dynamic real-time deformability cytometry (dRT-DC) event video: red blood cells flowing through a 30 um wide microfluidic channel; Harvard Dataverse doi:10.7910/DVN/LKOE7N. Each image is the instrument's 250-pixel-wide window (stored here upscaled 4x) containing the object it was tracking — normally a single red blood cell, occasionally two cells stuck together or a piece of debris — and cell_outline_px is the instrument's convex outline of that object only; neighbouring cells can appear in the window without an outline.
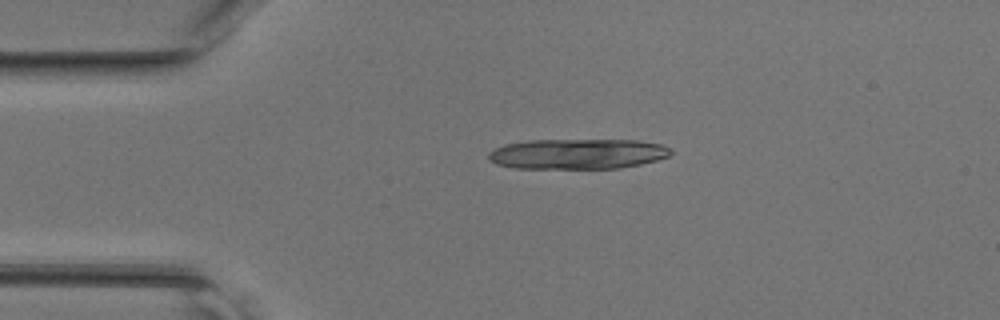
{"species": "common noctule bat (a hibernating species)", "species_latin": "Nyctalus noctula", "temperature_condition": "room temperature", "stored_images_in_passage": 29, "camera_frame_rate_fps": 3000, "um_per_image_px": 0.085, "animal": {"sex": "female", "body_mass_g": 17.0, "forearm_length_mm": 48.0}, "frame": {"image": 1, "passage_image": 1, "time_ms": 0.0, "image_size_px": [1000, 320], "cell_outline_px": [[676, 152], [668, 156], [656, 160], [640, 164], [620, 168], [516, 168], [496, 164], [488, 160], [488, 152], [504, 144], [528, 140], [636, 140], [660, 144]], "centroid_in_image_um": [49.07, 13.08], "position_along_channel_um": 35.9, "area_um2": 32.19}}
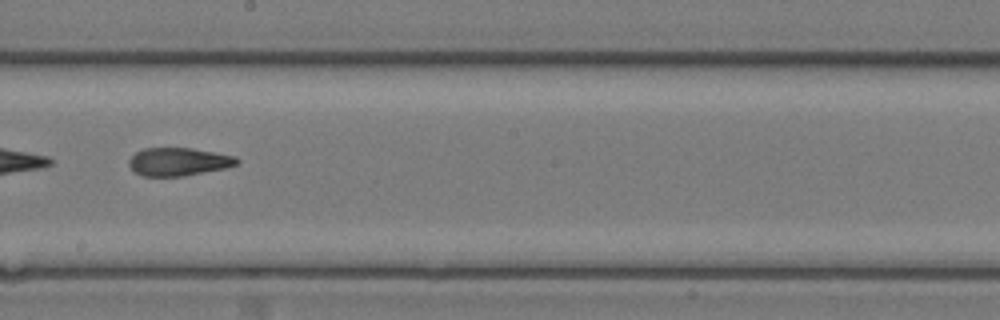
{"frame": {"image": 2, "passage_image": 17, "time_ms": 5.333, "image_size_px": [1000, 320], "cell_outline_px": [[240, 160], [236, 164], [224, 168], [184, 176], [144, 176], [136, 172], [128, 164], [128, 160], [136, 152], [144, 148], [192, 148], [236, 156]], "centroid_in_image_um": [15.17, 13.74], "position_along_channel_um": 233.0, "area_um2": 17.51}}
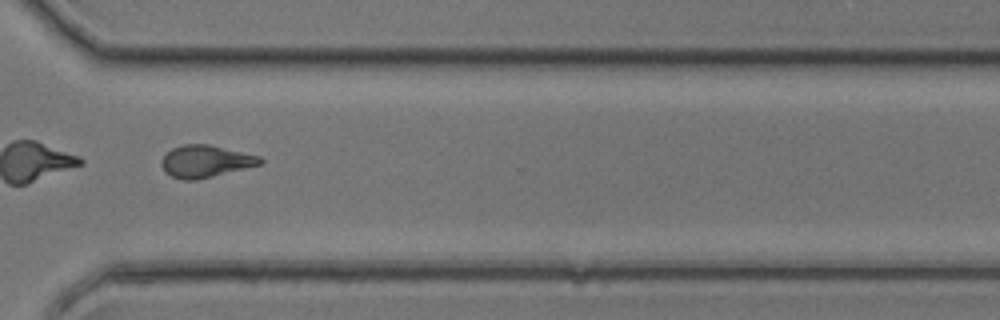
{"frame": {"image": 3, "passage_image": 25, "time_ms": 8.0, "image_size_px": [1000, 320], "cell_outline_px": [[264, 160], [260, 164], [196, 180], [184, 180], [172, 176], [164, 172], [160, 164], [160, 160], [172, 148], [184, 144], [208, 144], [260, 156]], "centroid_in_image_um": [17.42, 13.7], "position_along_channel_um": 353.2, "area_um2": 18.26}}